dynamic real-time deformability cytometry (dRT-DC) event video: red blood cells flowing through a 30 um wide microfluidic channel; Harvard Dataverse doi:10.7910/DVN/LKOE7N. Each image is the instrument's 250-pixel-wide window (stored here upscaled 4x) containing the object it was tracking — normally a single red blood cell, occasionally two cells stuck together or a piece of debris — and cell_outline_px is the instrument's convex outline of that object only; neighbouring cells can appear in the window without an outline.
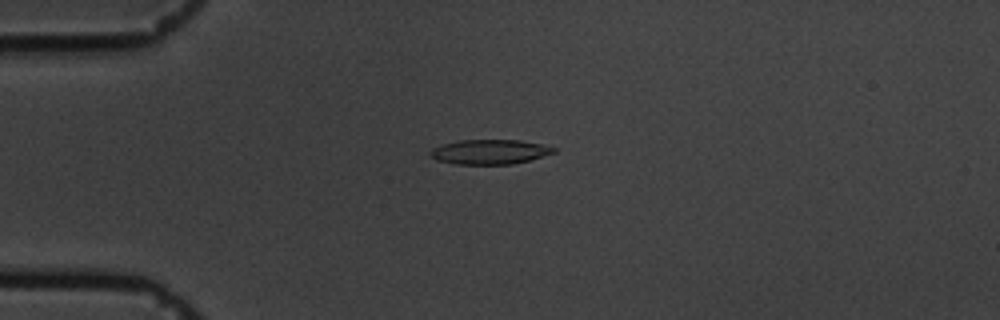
{"species": "common noctule bat (a hibernating species)", "species_latin": "Nyctalus noctula", "temperature_condition": "cold", "stored_images_in_passage": 49, "camera_frame_rate_fps": 3000, "um_per_image_px": 0.085, "animal": {"sex": "male", "body_mass_g": 19.5, "forearm_length_mm": 54.6}, "frame": {"image": 1, "passage_image": 4, "time_ms": 1.0, "image_size_px": [1000, 320], "cell_outline_px": [[556, 152], [528, 160], [512, 164], [456, 164], [436, 160], [432, 156], [432, 148], [444, 144], [460, 140], [520, 140], [540, 144], [556, 148]], "centroid_in_image_um": [41.64, 12.9], "position_along_channel_um": 43.4, "area_um2": 17.46}}
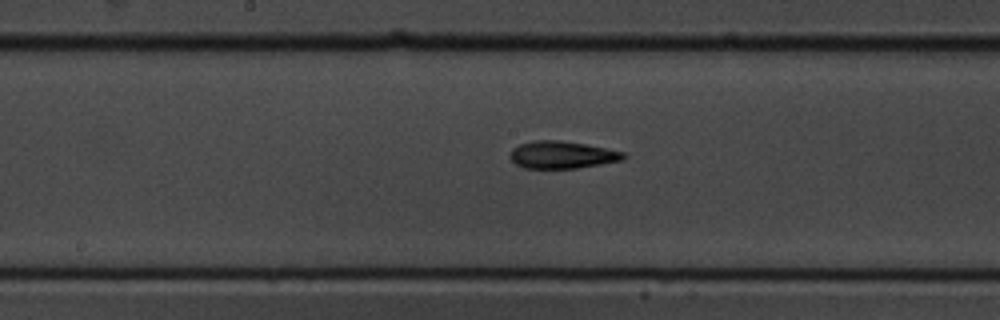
{"frame": {"image": 2, "passage_image": 20, "time_ms": 6.333, "image_size_px": [1000, 320], "cell_outline_px": [[628, 156], [624, 160], [576, 168], [524, 168], [516, 164], [508, 156], [512, 148], [520, 144], [536, 140], [560, 140], [584, 144], [624, 152]], "centroid_in_image_um": [47.76, 13.16], "position_along_channel_um": 200.4, "area_um2": 18.03}}
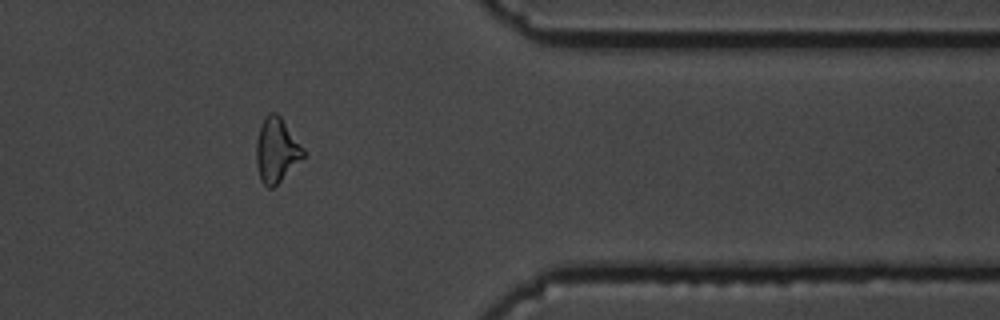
{"frame": {"image": 3, "passage_image": 38, "time_ms": 12.333, "image_size_px": [1000, 320], "cell_outline_px": [[304, 156], [272, 188], [268, 188], [260, 180], [256, 164], [256, 140], [260, 124], [264, 116], [268, 112], [276, 112], [280, 116], [304, 148]], "centroid_in_image_um": [23.46, 12.72], "position_along_channel_um": 387.9, "area_um2": 17.57}, "authors_computed_cell_mechanics": {"area_um2": 17.5712, "velocity_mm_per_s": 3.3783, "shape_relaxation_time_tau1_ms": 4.6657, "shape_relaxation_time_tau2_ms": 5.4402, "deformation_change_tau1": 0.1856, "deformation_change_tau2": 0.1568}}